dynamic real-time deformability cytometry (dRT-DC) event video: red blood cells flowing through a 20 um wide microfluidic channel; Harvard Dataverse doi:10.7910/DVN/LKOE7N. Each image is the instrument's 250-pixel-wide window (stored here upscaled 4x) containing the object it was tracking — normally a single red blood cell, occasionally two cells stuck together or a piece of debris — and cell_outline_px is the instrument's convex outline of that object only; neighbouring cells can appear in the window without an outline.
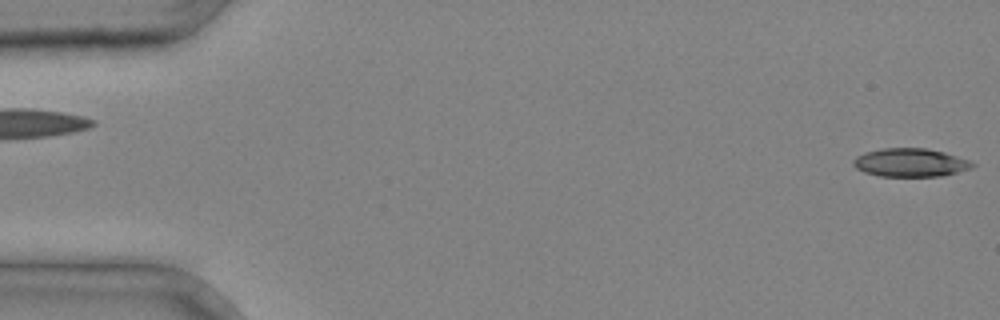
{"species": "common noctule bat (a hibernating species)", "species_latin": "Nyctalus noctula", "temperature_condition": "cold", "stored_images_in_passage": 3, "segment_of_instrument_passage": [2, 2], "camera_frame_rate_fps": 3000, "um_per_image_px": 0.085, "animal": {"sex": "male", "body_mass_g": 20.4}, "frame": {"image": 1, "passage_image": 3, "time_ms": 0.667, "image_size_px": [1000, 320], "cell_outline_px": [[976, 164], [972, 168], [960, 172], [944, 176], [880, 176], [864, 172], [856, 168], [852, 164], [852, 160], [856, 156], [864, 152], [880, 148], [928, 148], [944, 152], [968, 160]], "centroid_in_image_um": [77.37, 13.82], "position_along_channel_um": 7.6, "area_um2": 19.88}}